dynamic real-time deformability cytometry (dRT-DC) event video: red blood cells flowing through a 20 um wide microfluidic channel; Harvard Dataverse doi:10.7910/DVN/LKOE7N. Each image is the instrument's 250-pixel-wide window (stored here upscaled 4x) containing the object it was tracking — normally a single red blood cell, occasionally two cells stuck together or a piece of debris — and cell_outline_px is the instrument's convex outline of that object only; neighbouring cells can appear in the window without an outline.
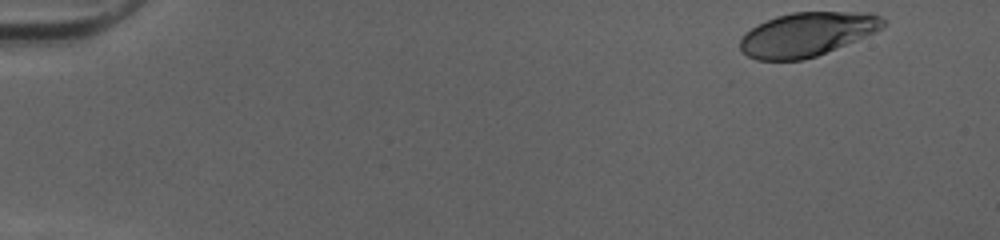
{"species": "human", "species_latin": "Homo sapiens", "temperature_condition": "cold", "stored_images_in_passage": 48, "camera_frame_rate_fps": 3000, "um_per_image_px": 0.085, "donor": {"sex": "female"}, "frame": {"image": 1, "passage_image": 1, "time_ms": 0.0, "image_size_px": [1000, 240], "cell_outline_px": [[884, 24], [880, 28], [864, 36], [816, 56], [804, 60], [756, 60], [748, 56], [740, 48], [740, 40], [744, 32], [776, 16], [792, 12], [868, 12], [880, 16], [884, 20]], "centroid_in_image_um": [68.54, 2.91], "position_along_channel_um": 16.5, "area_um2": 36.07}}
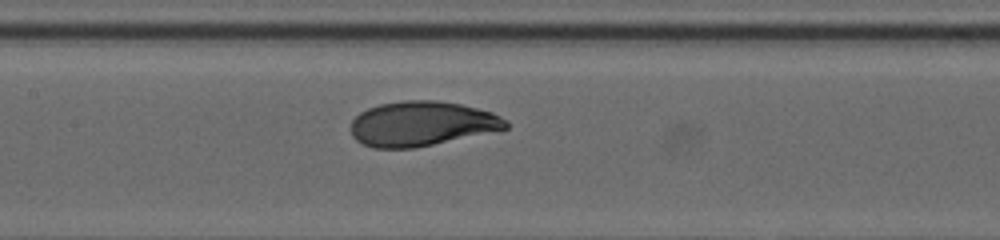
{"frame": {"image": 2, "passage_image": 23, "time_ms": 7.333, "image_size_px": [1000, 240], "cell_outline_px": [[508, 128], [500, 132], [412, 148], [372, 148], [356, 140], [352, 136], [352, 120], [360, 112], [368, 108], [380, 104], [404, 100], [436, 100], [460, 104], [492, 112], [508, 120]], "centroid_in_image_um": [35.91, 10.52], "position_along_channel_um": 171.5, "area_um2": 40.81}}
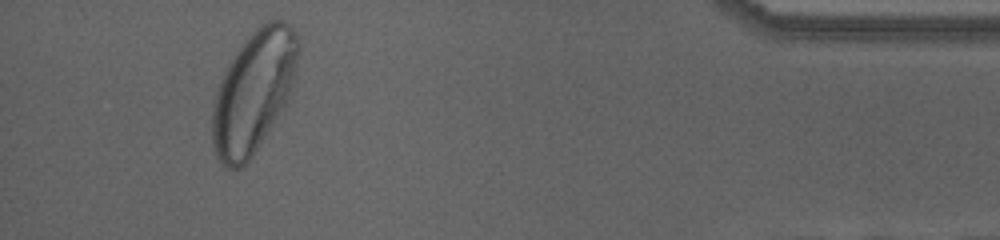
{"frame": {"image": 3, "passage_image": 45, "time_ms": 14.667, "image_size_px": [1000, 240], "cell_outline_px": [[300, 48], [288, 100], [252, 156], [240, 168], [228, 168], [216, 156], [212, 144], [212, 100], [220, 80], [228, 64], [244, 40], [260, 24], [268, 20], [280, 20], [288, 24], [296, 32], [300, 40]], "centroid_in_image_um": [21.54, 7.77], "position_along_channel_um": 413.7, "area_um2": 60.69}, "authors_computed_cell_mechanics": {"area_um2": 40.3444, "velocity_mm_per_s": 4.0131, "shape_relaxation_time_tau1_ms": 2.7977, "shape_relaxation_time_tau2_ms": null, "deformation_change_tau1": 0.1651, "deformation_change_tau2": null}}